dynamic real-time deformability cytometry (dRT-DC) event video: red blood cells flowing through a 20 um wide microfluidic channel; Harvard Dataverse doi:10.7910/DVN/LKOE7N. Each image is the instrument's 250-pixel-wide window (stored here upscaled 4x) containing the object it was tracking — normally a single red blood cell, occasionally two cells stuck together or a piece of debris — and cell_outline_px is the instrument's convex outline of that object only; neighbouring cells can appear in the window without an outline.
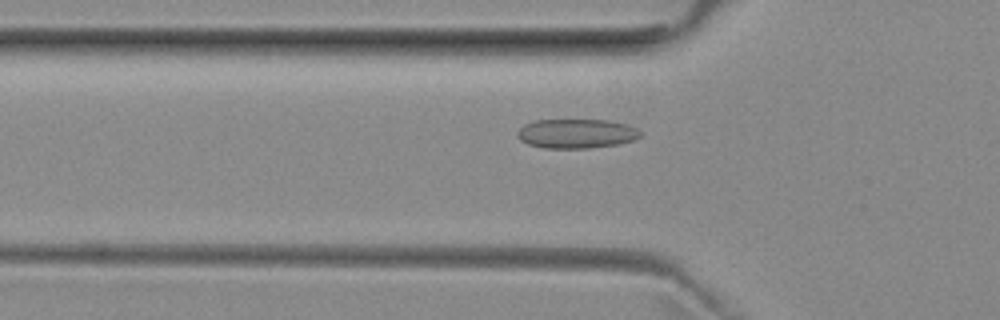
{"species": "common noctule bat (a hibernating species)", "species_latin": "Nyctalus noctula", "temperature_condition": "room temperature", "stored_images_in_passage": 38, "camera_frame_rate_fps": 3000, "um_per_image_px": 0.085, "animal": {"sex": "female", "body_mass_g": 29.2, "forearm_length_mm": 56.3}, "frame": {"image": 1, "passage_image": 3, "time_ms": 0.667, "image_size_px": [1000, 320], "cell_outline_px": [[640, 136], [632, 140], [620, 144], [588, 148], [544, 148], [528, 144], [520, 140], [516, 136], [516, 132], [524, 124], [536, 120], [608, 120], [628, 124], [636, 128], [640, 132]], "centroid_in_image_um": [48.97, 11.35], "position_along_channel_um": 76.8, "area_um2": 21.1}}
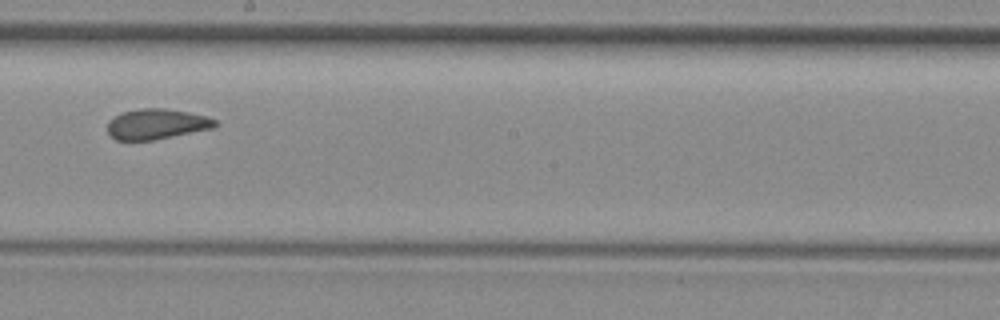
{"frame": {"image": 2, "passage_image": 15, "time_ms": 4.667, "image_size_px": [1000, 320], "cell_outline_px": [[220, 124], [216, 128], [152, 140], [116, 140], [108, 136], [108, 120], [124, 112], [140, 108], [164, 108], [188, 112], [208, 116], [216, 120]], "centroid_in_image_um": [13.35, 10.55], "position_along_channel_um": 234.8, "area_um2": 19.25}}
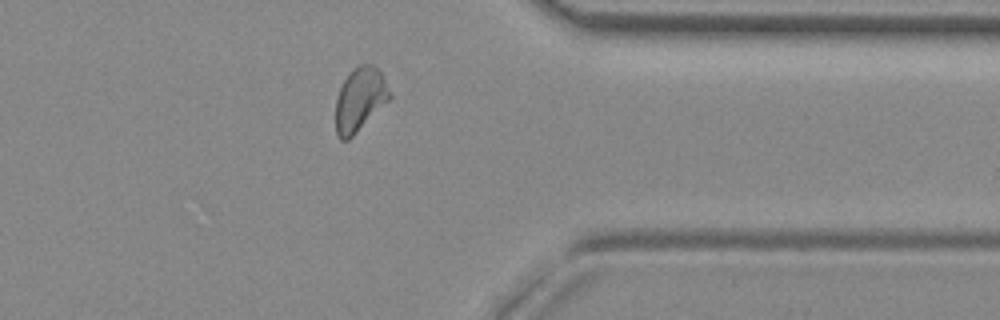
{"frame": {"image": 3, "passage_image": 27, "time_ms": 8.667, "image_size_px": [1000, 320], "cell_outline_px": [[392, 96], [348, 140], [340, 140], [336, 132], [336, 96], [344, 80], [360, 64], [372, 64], [380, 72]], "centroid_in_image_um": [30.56, 8.46], "position_along_channel_um": 380.8, "area_um2": 19.36}, "authors_computed_cell_mechanics": {"area_um2": 19.7098, "velocity_mm_per_s": 3.9426, "shape_relaxation_time_tau1_ms": null, "shape_relaxation_time_tau2_ms": 1.1387, "deformation_change_tau1": null, "deformation_change_tau2": 0.0727}}